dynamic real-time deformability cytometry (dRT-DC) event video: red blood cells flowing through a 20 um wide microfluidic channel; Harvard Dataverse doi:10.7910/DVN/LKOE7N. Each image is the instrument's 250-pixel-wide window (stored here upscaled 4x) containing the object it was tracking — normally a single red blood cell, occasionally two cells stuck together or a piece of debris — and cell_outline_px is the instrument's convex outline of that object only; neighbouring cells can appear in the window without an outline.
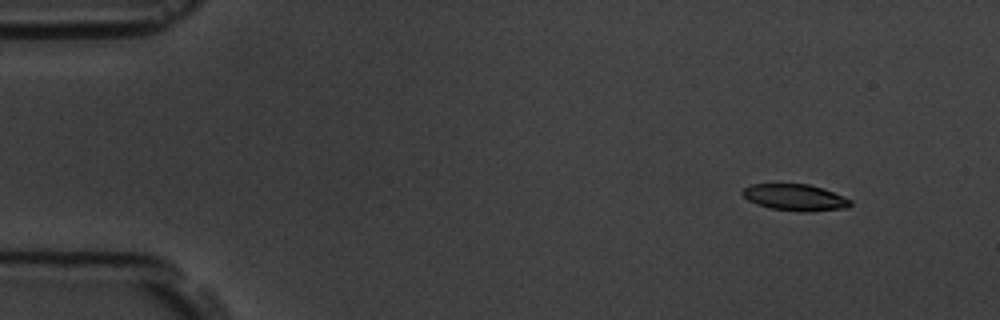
{"species": "common noctule bat (a hibernating species)", "species_latin": "Nyctalus noctula", "temperature_condition": "room temperature", "stored_images_in_passage": 52, "camera_frame_rate_fps": 3000, "um_per_image_px": 0.085, "animal": {"sex": "male", "body_mass_g": 19.5, "forearm_length_mm": 54.6}, "frame": {"image": 1, "passage_image": 6, "time_ms": 1.667, "image_size_px": [1000, 320], "cell_outline_px": [[848, 204], [832, 208], [780, 208], [764, 204], [756, 200], [764, 184], [800, 184], [816, 188], [828, 192], [848, 200]], "centroid_in_image_um": [67.86, 16.74], "position_along_channel_um": 17.1, "area_um2": 12.2}}
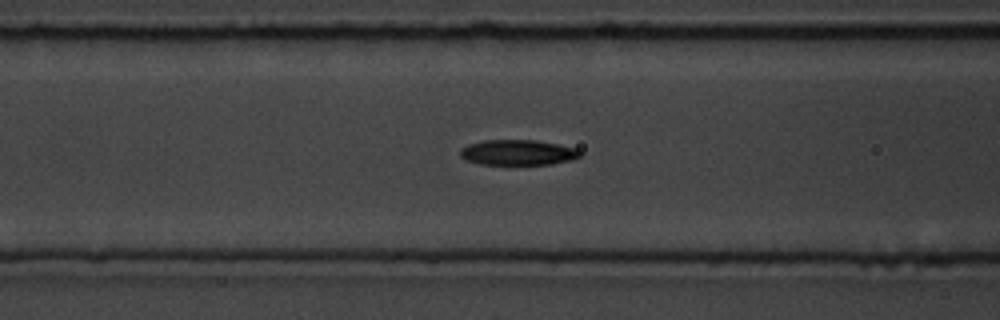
{"frame": {"image": 2, "passage_image": 23, "time_ms": 7.333, "image_size_px": [1000, 320], "cell_outline_px": [[576, 152], [572, 156], [556, 160], [536, 164], [504, 164], [480, 160], [468, 156], [464, 152], [472, 148], [484, 144], [544, 144], [564, 148]], "centroid_in_image_um": [44.09, 13.04], "position_along_channel_um": 122.5, "area_um2": 12.43}}
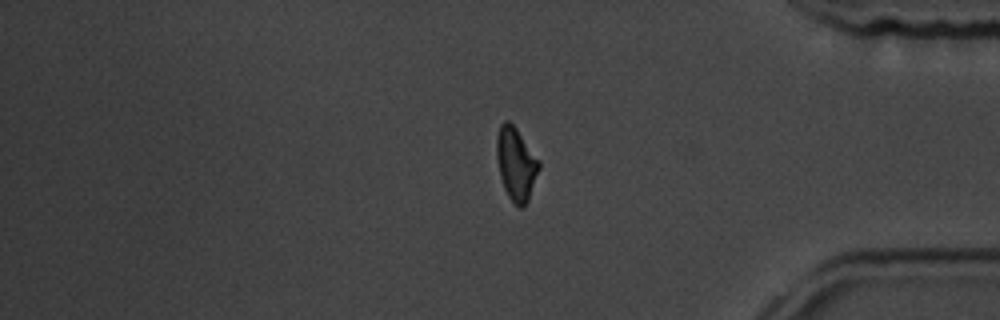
{"frame": {"image": 3, "passage_image": 47, "time_ms": 15.333, "image_size_px": [1000, 320], "cell_outline_px": [[536, 168], [524, 200], [520, 204], [512, 196], [504, 180], [500, 164], [500, 132], [504, 124], [508, 124], [516, 132], [536, 164]], "centroid_in_image_um": [43.83, 13.9], "position_along_channel_um": 391.4, "area_um2": 13.12}}